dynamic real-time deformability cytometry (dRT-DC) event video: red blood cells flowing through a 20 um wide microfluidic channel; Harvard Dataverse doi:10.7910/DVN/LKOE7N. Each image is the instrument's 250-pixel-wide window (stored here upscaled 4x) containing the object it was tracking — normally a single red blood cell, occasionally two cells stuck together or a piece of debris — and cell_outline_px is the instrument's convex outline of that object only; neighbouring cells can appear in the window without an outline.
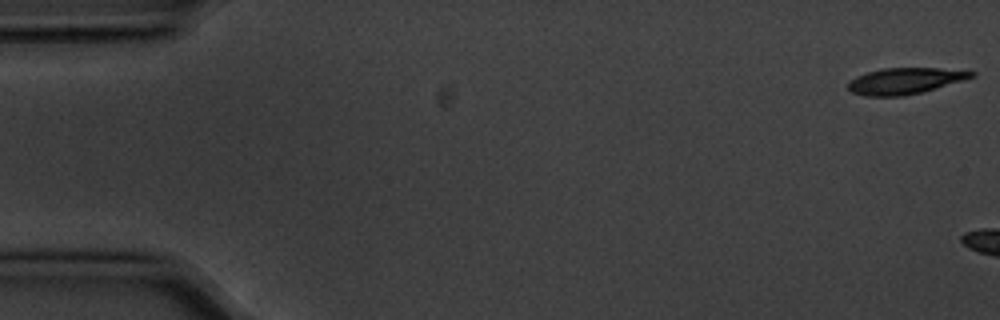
{"species": "common noctule bat (a hibernating species)", "species_latin": "Nyctalus noctula", "temperature_condition": "cold", "stored_images_in_passage": 2, "camera_frame_rate_fps": 3000, "um_per_image_px": 0.085, "animal": {"sex": "male", "body_mass_g": 20.1, "forearm_length_mm": 53.5}, "frame": {"image": 1, "passage_image": 1, "time_ms": 0.0, "image_size_px": [1000, 320], "cell_outline_px": [[976, 76], [920, 92], [904, 96], [864, 96], [852, 92], [848, 88], [848, 84], [856, 76], [868, 72], [884, 68], [940, 68], [976, 72]], "centroid_in_image_um": [76.9, 6.87], "position_along_channel_um": 8.1, "area_um2": 18.5}}